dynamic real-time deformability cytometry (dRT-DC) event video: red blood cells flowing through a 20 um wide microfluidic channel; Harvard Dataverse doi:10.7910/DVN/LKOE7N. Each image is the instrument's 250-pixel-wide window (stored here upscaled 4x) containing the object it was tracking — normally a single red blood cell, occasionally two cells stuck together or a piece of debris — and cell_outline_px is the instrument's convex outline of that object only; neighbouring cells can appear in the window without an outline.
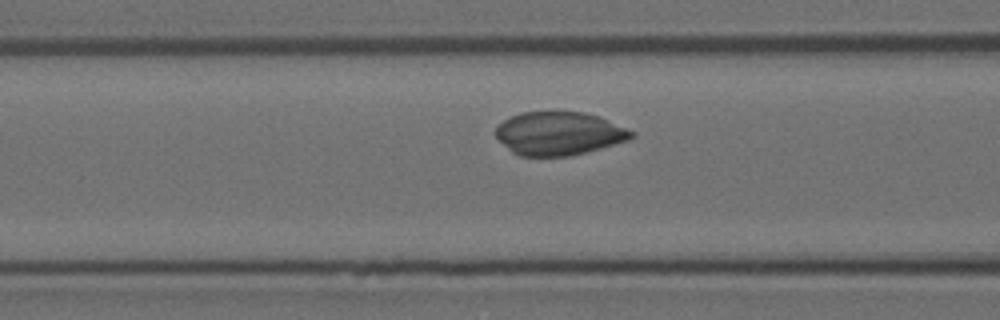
{"species": "Egyptian fruit bat (a non-hibernating species)", "species_latin": "Rousettus aegyptiacus", "temperature_condition": "room temperature", "stored_images_in_passage": 47, "camera_frame_rate_fps": 3000, "um_per_image_px": 0.085, "animal": {"sex": "female"}, "frame": {"image": 1, "passage_image": 14, "time_ms": 4.333, "image_size_px": [1000, 320], "cell_outline_px": [[636, 136], [628, 140], [600, 148], [568, 156], [520, 156], [512, 152], [496, 136], [496, 128], [504, 120], [520, 112], [584, 112], [600, 116], [636, 132]], "centroid_in_image_um": [47.55, 11.34], "position_along_channel_um": 119.1, "area_um2": 34.1}}
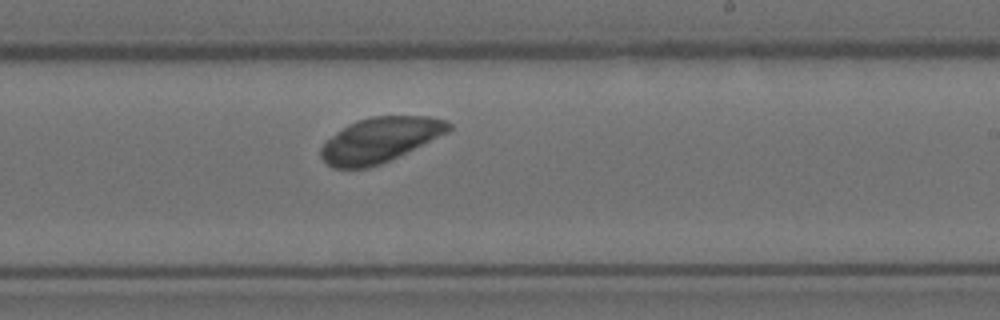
{"frame": {"image": 2, "passage_image": 25, "time_ms": 8.0, "image_size_px": [1000, 320], "cell_outline_px": [[452, 128], [448, 132], [380, 164], [368, 168], [332, 168], [320, 156], [320, 148], [332, 136], [348, 124], [356, 120], [372, 116], [432, 116], [448, 120], [452, 124]], "centroid_in_image_um": [32.31, 11.87], "position_along_channel_um": 256.7, "area_um2": 33.12}}
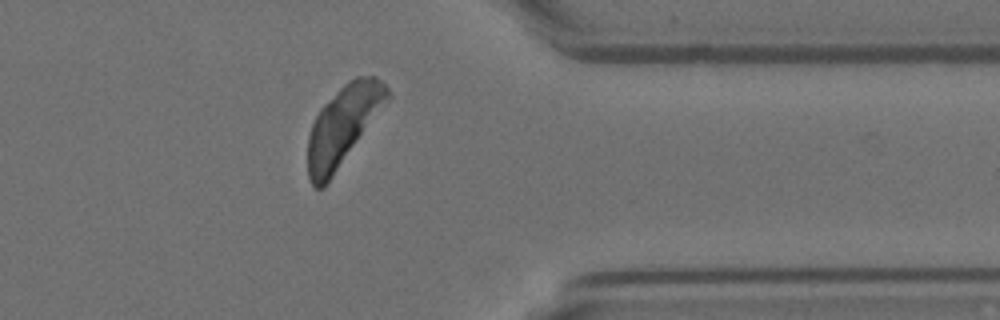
{"frame": {"image": 3, "passage_image": 36, "time_ms": 11.667, "image_size_px": [1000, 320], "cell_outline_px": [[388, 100], [324, 188], [316, 188], [312, 184], [308, 176], [308, 136], [312, 124], [320, 108], [348, 80], [356, 76], [376, 76], [388, 88]], "centroid_in_image_um": [29.13, 10.67], "position_along_channel_um": 382.3, "area_um2": 35.95}}